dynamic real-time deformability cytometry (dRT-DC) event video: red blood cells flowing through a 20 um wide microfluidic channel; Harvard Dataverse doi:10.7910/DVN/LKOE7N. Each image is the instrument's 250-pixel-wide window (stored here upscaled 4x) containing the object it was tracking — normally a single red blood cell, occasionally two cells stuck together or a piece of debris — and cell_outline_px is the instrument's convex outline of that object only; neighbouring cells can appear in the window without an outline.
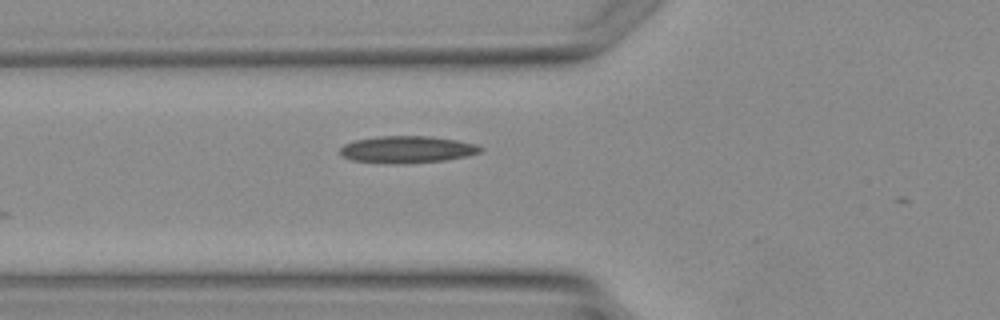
{"species": "Egyptian fruit bat (a non-hibernating species)", "species_latin": "Rousettus aegyptiacus", "temperature_condition": "warm", "stored_images_in_passage": 5, "camera_frame_rate_fps": 3000, "um_per_image_px": 0.085, "animal": {"sex": "female"}, "frame": {"image": 1, "passage_image": 5, "time_ms": 6.0, "image_size_px": [1000, 320], "cell_outline_px": [[484, 148], [480, 152], [468, 156], [444, 160], [404, 164], [388, 164], [352, 160], [340, 156], [340, 148], [344, 144], [356, 140], [380, 136], [428, 136], [456, 140], [476, 144]], "centroid_in_image_um": [34.59, 12.72], "position_along_channel_um": 91.2, "area_um2": 22.2}}